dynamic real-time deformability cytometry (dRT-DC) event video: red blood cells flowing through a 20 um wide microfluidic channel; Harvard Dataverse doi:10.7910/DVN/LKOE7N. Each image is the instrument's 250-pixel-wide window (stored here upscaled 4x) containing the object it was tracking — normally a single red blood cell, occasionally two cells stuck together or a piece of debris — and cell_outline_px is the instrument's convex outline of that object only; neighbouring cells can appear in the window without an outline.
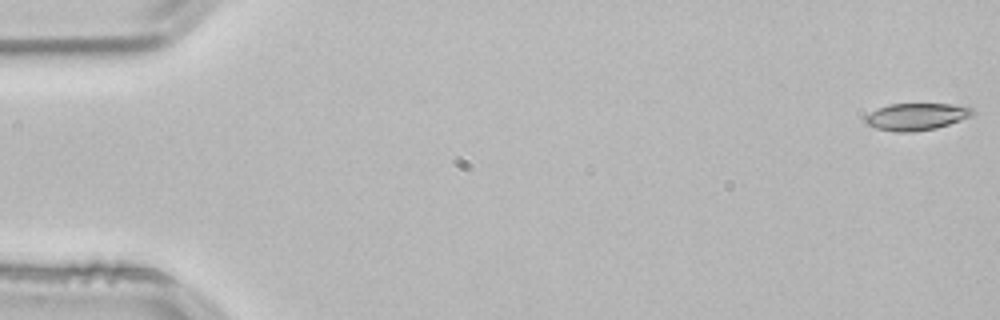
{"species": "common noctule bat (a hibernating species)", "species_latin": "Nyctalus noctula", "temperature_condition": "room temperature", "stored_images_in_passage": 53, "camera_frame_rate_fps": 3000, "um_per_image_px": 0.085, "animal": {"sex": "male", "body_mass_g": 21.5, "forearm_length_mm": 52.0}, "frame": {"image": 1, "passage_image": 1, "time_ms": 0.0, "image_size_px": [1000, 320], "cell_outline_px": [[976, 112], [972, 116], [936, 128], [912, 132], [896, 132], [876, 128], [864, 124], [864, 116], [888, 104], [968, 104]], "centroid_in_image_um": [77.93, 9.91], "position_along_channel_um": 7.1, "area_um2": 17.11}}
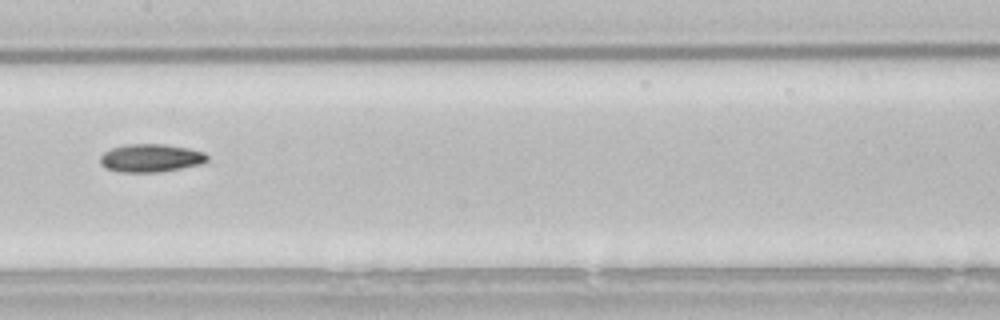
{"frame": {"image": 2, "passage_image": 27, "time_ms": 8.667, "image_size_px": [1000, 320], "cell_outline_px": [[208, 160], [204, 164], [160, 172], [120, 172], [108, 168], [100, 164], [100, 156], [104, 152], [112, 148], [128, 144], [164, 144], [188, 148], [204, 152], [208, 156]], "centroid_in_image_um": [12.85, 13.43], "position_along_channel_um": 194.5, "area_um2": 17.57}}
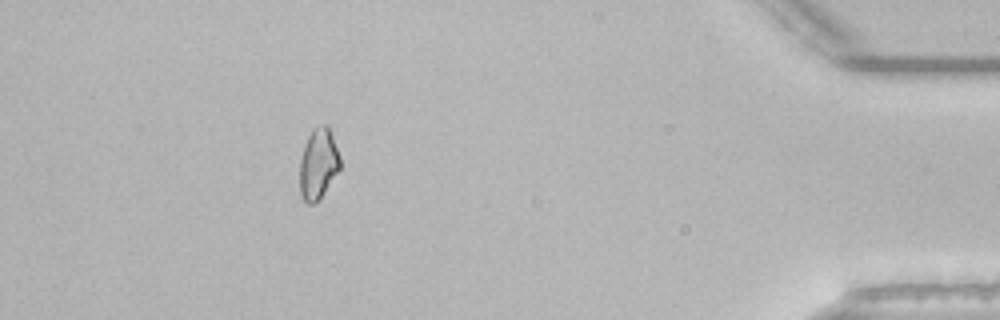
{"frame": {"image": 3, "passage_image": 48, "time_ms": 15.667, "image_size_px": [1000, 320], "cell_outline_px": [[340, 168], [324, 192], [312, 204], [308, 204], [304, 200], [300, 192], [300, 160], [304, 144], [312, 128], [324, 124], [328, 124], [340, 156]], "centroid_in_image_um": [27.05, 13.87], "position_along_channel_um": 408.2, "area_um2": 16.47}}